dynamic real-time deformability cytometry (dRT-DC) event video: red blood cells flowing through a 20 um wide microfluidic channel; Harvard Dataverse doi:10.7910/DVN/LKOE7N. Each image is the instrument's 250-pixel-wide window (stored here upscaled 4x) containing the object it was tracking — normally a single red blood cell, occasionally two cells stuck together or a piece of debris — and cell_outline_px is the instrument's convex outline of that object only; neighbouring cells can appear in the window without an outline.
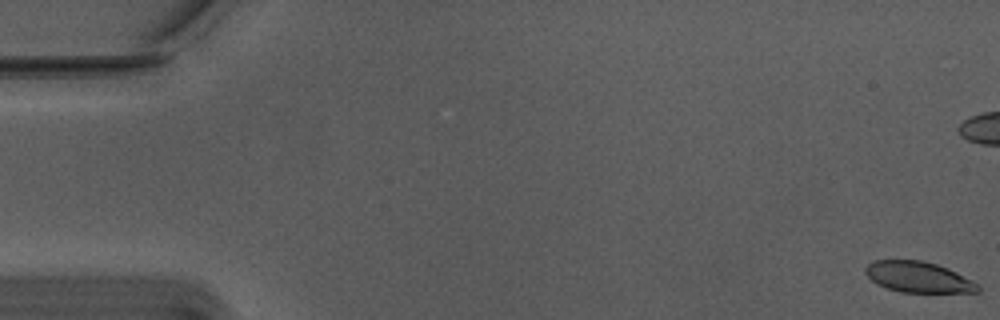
{"species": "Egyptian fruit bat (a non-hibernating species)", "species_latin": "Rousettus aegyptiacus", "temperature_condition": "warm", "stored_images_in_passage": 17, "camera_frame_rate_fps": 3000, "um_per_image_px": 0.085, "animal": {"sex": "male"}, "frame": {"image": 1, "passage_image": 1, "time_ms": 0.0, "image_size_px": [1000, 320], "cell_outline_px": [[980, 292], [900, 292], [876, 284], [864, 272], [864, 268], [868, 264], [876, 260], [920, 260], [936, 264], [948, 268], [980, 284]], "centroid_in_image_um": [78.07, 23.55], "position_along_channel_um": 6.9, "area_um2": 20.17}}